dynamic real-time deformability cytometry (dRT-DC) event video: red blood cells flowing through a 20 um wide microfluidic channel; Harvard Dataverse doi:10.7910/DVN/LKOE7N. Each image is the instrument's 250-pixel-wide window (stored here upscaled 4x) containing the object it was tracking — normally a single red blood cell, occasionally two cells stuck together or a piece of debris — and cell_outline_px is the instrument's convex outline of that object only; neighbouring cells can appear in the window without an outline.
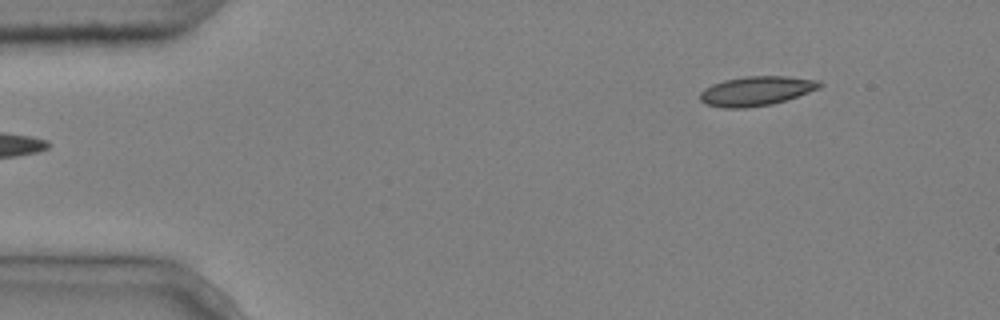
{"species": "common noctule bat (a hibernating species)", "species_latin": "Nyctalus noctula", "temperature_condition": "cold", "stored_images_in_passage": 4, "segment_of_instrument_passage": [2, 2], "camera_frame_rate_fps": 3000, "um_per_image_px": 0.085, "animal": {"sex": "male", "body_mass_g": 20.4}, "frame": {"image": 1, "passage_image": 4, "time_ms": 1.0, "image_size_px": [1000, 320], "cell_outline_px": [[824, 84], [820, 88], [772, 104], [744, 108], [724, 108], [704, 104], [700, 100], [700, 92], [704, 88], [712, 84], [724, 80], [744, 76], [788, 76], [820, 80]], "centroid_in_image_um": [64.27, 7.72], "position_along_channel_um": 20.7, "area_um2": 20.58}}